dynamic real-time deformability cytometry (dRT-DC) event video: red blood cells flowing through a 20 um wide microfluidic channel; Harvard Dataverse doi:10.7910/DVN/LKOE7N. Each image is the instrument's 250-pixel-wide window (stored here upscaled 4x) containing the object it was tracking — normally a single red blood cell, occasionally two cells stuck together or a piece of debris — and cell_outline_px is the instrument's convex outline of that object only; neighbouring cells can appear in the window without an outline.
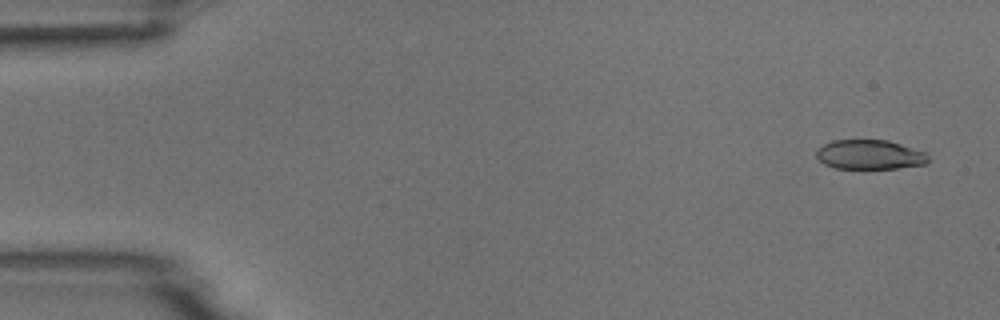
{"species": "common noctule bat (a hibernating species)", "species_latin": "Nyctalus noctula", "temperature_condition": "room temperature", "stored_images_in_passage": 6, "camera_frame_rate_fps": 3000, "um_per_image_px": 0.085, "animal": {"sex": "male", "body_mass_g": 18.8}, "frame": {"image": 1, "passage_image": 1, "time_ms": 0.0, "image_size_px": [1000, 320], "cell_outline_px": [[928, 160], [924, 164], [896, 168], [836, 168], [824, 164], [816, 156], [816, 152], [824, 144], [832, 140], [888, 140], [924, 152], [928, 156]], "centroid_in_image_um": [73.9, 13.14], "position_along_channel_um": 11.1, "area_um2": 18.9}}
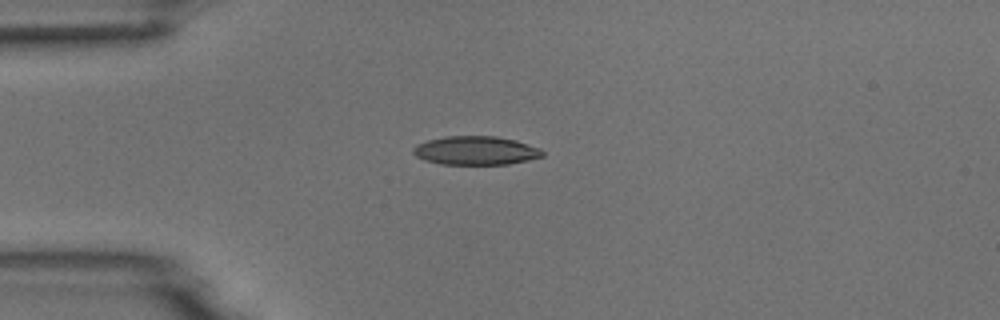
{"frame": {"image": 2, "passage_image": 4, "time_ms": 3.667, "image_size_px": [1000, 320], "cell_outline_px": [[544, 156], [528, 160], [508, 164], [440, 164], [424, 160], [416, 156], [412, 152], [412, 148], [416, 144], [428, 140], [444, 136], [496, 136], [516, 140], [540, 148], [544, 152]], "centroid_in_image_um": [40.43, 12.79], "position_along_channel_um": 44.6, "area_um2": 21.73}}